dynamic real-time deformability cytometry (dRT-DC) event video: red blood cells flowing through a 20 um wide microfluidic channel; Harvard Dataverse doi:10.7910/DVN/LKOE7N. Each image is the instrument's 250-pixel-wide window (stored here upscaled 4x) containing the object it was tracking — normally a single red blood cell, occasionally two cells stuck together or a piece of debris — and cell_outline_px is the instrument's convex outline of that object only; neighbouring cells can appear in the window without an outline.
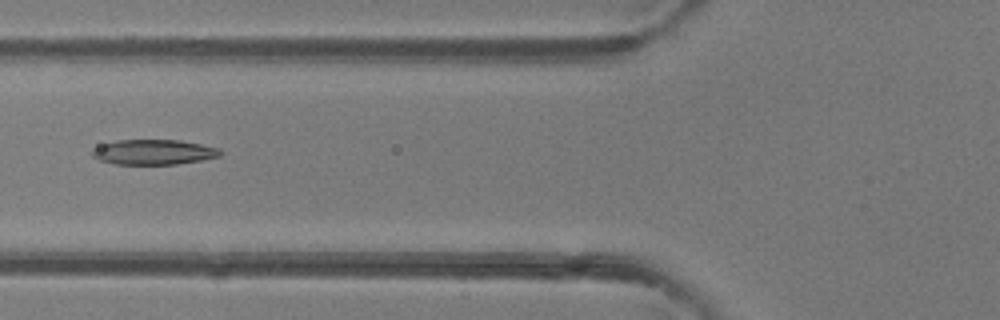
{"species": "common noctule bat (a hibernating species)", "species_latin": "Nyctalus noctula", "temperature_condition": "room temperature", "stored_images_in_passage": 6, "camera_frame_rate_fps": 3000, "um_per_image_px": 0.085, "animal": {"sex": "female"}, "frame": {"image": 1, "passage_image": 6, "time_ms": 5.667, "image_size_px": [1000, 320], "cell_outline_px": [[224, 152], [220, 156], [200, 160], [176, 164], [116, 164], [100, 160], [92, 156], [92, 148], [116, 140], [180, 140], [220, 148]], "centroid_in_image_um": [13.08, 12.92], "position_along_channel_um": 112.7, "area_um2": 18.67}}